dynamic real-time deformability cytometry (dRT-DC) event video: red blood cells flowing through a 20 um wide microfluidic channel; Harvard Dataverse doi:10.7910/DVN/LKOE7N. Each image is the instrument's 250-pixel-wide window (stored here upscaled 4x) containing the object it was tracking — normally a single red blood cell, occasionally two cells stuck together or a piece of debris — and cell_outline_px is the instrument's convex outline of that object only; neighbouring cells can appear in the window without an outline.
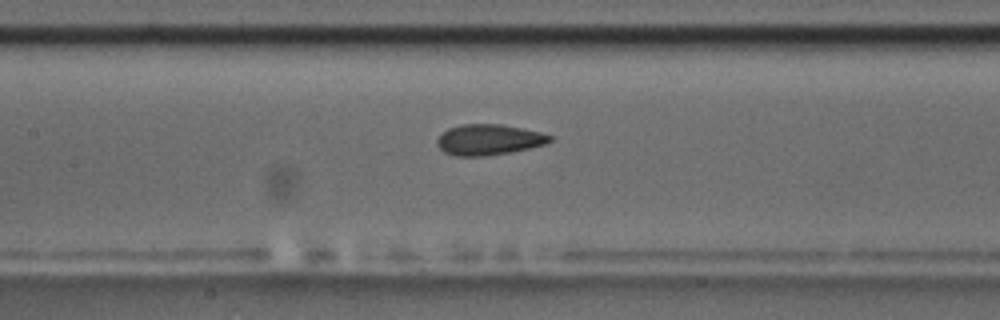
{"species": "common noctule bat (a hibernating species)", "species_latin": "Nyctalus noctula", "temperature_condition": "room temperature", "stored_images_in_passage": 8, "segment_of_instrument_passage": [2, 2], "camera_frame_rate_fps": 3000, "um_per_image_px": 0.085, "animal": {"sex": "male", "body_mass_g": 17.5, "forearm_length_mm": 52.3}, "frame": {"image": 1, "passage_image": 8, "time_ms": 9.333, "image_size_px": [1000, 320], "cell_outline_px": [[552, 140], [544, 144], [528, 148], [508, 152], [484, 156], [456, 156], [444, 152], [436, 144], [436, 140], [448, 128], [460, 124], [500, 124], [524, 128], [540, 132], [552, 136]], "centroid_in_image_um": [41.52, 11.86], "position_along_channel_um": 165.9, "area_um2": 20.06}}